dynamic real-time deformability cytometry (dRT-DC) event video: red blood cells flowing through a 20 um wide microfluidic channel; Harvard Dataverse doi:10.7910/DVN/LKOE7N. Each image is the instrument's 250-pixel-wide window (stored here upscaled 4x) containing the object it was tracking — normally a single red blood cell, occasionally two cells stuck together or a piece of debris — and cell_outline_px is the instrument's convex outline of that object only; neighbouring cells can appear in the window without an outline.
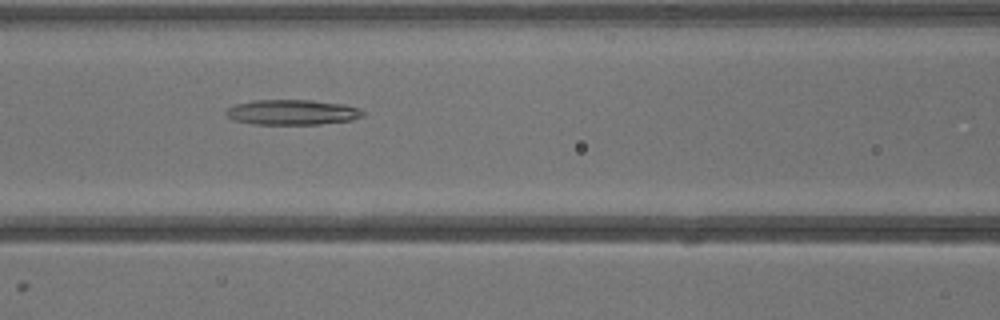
{"species": "common noctule bat (a hibernating species)", "species_latin": "Nyctalus noctula", "temperature_condition": "warm", "stored_images_in_passage": 41, "camera_frame_rate_fps": 3000, "um_per_image_px": 0.085, "animal": {"sex": "male", "body_mass_g": 13.3}, "frame": {"image": 1, "passage_image": 18, "time_ms": 5.667, "image_size_px": [1000, 320], "cell_outline_px": [[364, 116], [352, 120], [320, 124], [252, 124], [232, 120], [224, 112], [224, 108], [236, 104], [256, 100], [312, 100], [340, 104], [360, 108], [364, 112]], "centroid_in_image_um": [24.8, 9.54], "position_along_channel_um": 141.8, "area_um2": 20.17}}
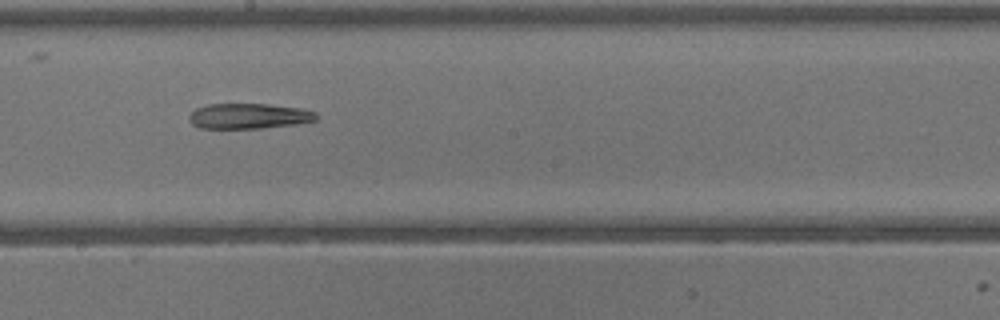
{"frame": {"image": 2, "passage_image": 23, "time_ms": 7.333, "image_size_px": [1000, 320], "cell_outline_px": [[320, 116], [316, 120], [296, 124], [264, 128], [200, 128], [192, 124], [188, 120], [188, 116], [196, 108], [208, 104], [268, 104], [300, 108], [316, 112]], "centroid_in_image_um": [21.16, 9.86], "position_along_channel_um": 227.0, "area_um2": 18.9}}
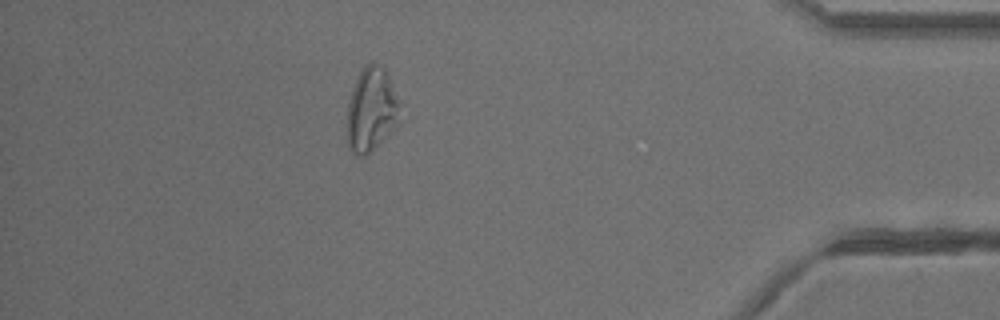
{"frame": {"image": 3, "passage_image": 36, "time_ms": 11.667, "image_size_px": [1000, 320], "cell_outline_px": [[400, 104], [396, 124], [364, 156], [360, 156], [352, 152], [348, 148], [348, 100], [352, 88], [360, 72], [372, 60], [380, 64], [388, 72]], "centroid_in_image_um": [31.55, 9.24], "position_along_channel_um": 403.6, "area_um2": 25.2}}